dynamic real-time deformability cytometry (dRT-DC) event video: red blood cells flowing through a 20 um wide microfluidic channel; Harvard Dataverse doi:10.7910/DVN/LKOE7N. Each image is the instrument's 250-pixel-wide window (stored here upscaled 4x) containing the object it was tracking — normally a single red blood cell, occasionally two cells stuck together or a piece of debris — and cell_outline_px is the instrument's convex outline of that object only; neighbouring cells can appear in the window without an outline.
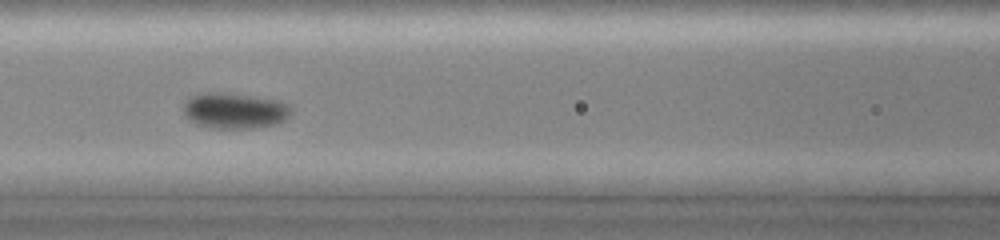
{"species": "common noctule bat (a hibernating species)", "species_latin": "Nyctalus noctula", "temperature_condition": "cold", "stored_images_in_passage": 21, "camera_frame_rate_fps": 3000, "um_per_image_px": 0.085, "animal": {"sex": "female", "body_mass_g": 19.0, "forearm_length_mm": 51.5}, "frame": {"image": 1, "passage_image": 7, "time_ms": 3.333, "image_size_px": [1000, 240], "cell_outline_px": [[292, 112], [284, 120], [276, 124], [256, 128], [212, 128], [196, 124], [184, 112], [184, 104], [188, 96], [208, 92], [220, 92], [252, 96], [280, 100], [288, 104], [292, 108]], "centroid_in_image_um": [19.97, 9.4], "position_along_channel_um": 146.6, "area_um2": 22.48}}
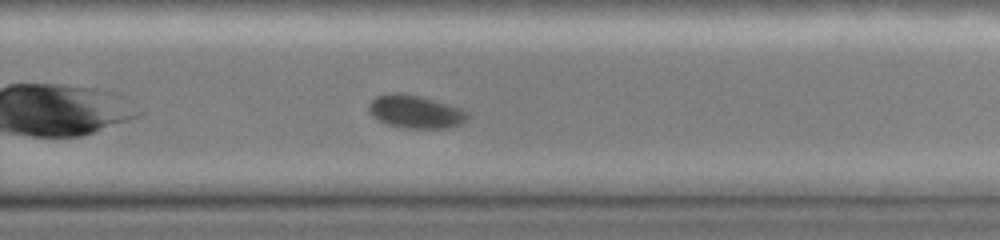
{"frame": {"image": 2, "passage_image": 15, "time_ms": 7.0, "image_size_px": [1000, 240], "cell_outline_px": [[468, 116], [460, 124], [448, 128], [400, 128], [388, 124], [372, 116], [368, 112], [368, 104], [376, 96], [384, 92], [400, 92], [420, 96], [448, 104], [460, 108], [468, 112]], "centroid_in_image_um": [35.25, 9.48], "position_along_channel_um": 294.5, "area_um2": 19.13}}
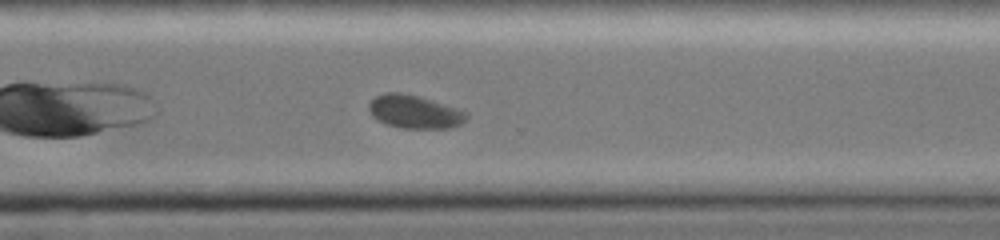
{"frame": {"image": 3, "passage_image": 18, "time_ms": 8.0, "image_size_px": [1000, 240], "cell_outline_px": [[468, 120], [452, 128], [400, 128], [384, 124], [372, 116], [368, 108], [368, 104], [376, 96], [384, 92], [400, 92], [420, 96], [468, 112]], "centroid_in_image_um": [35.24, 9.5], "position_along_channel_um": 335.4, "area_um2": 19.13}, "authors_computed_cell_mechanics": {"area_um2": 20.4034, "velocity_mm_per_s": 4.0373, "shape_relaxation_time_tau1_ms": 0.9111, "shape_relaxation_time_tau2_ms": null, "deformation_change_tau1": 0.0293, "deformation_change_tau2": null}}